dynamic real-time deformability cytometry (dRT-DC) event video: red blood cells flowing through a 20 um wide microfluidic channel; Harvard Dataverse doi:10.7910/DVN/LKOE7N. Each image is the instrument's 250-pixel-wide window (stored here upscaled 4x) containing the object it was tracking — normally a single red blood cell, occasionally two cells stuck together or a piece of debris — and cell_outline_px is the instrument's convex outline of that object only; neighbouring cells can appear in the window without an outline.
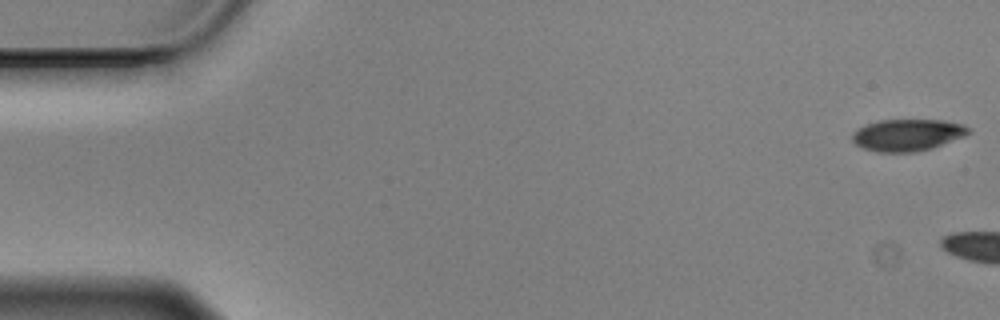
{"species": "Egyptian fruit bat (a non-hibernating species)", "species_latin": "Rousettus aegyptiacus", "temperature_condition": "cold", "stored_images_in_passage": 5, "camera_frame_rate_fps": 3000, "um_per_image_px": 0.085, "animal": {"sex": "male"}, "frame": {"image": 1, "passage_image": 1, "time_ms": 0.0, "image_size_px": [1000, 320], "cell_outline_px": [[972, 132], [964, 136], [932, 148], [916, 152], [876, 152], [864, 148], [856, 144], [852, 140], [852, 132], [868, 124], [880, 120], [944, 120], [964, 124], [972, 128]], "centroid_in_image_um": [77.18, 11.47], "position_along_channel_um": 7.8, "area_um2": 21.62}}